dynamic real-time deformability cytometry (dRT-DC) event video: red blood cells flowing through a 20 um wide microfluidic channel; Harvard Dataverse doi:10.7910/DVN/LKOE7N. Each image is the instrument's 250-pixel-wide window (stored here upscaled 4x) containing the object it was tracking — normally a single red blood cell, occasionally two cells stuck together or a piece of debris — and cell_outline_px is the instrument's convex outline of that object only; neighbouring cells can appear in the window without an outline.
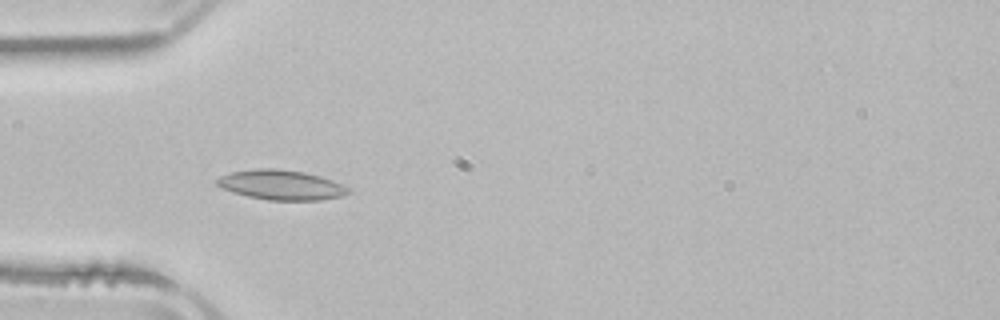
{"species": "common noctule bat (a hibernating species)", "species_latin": "Nyctalus noctula", "temperature_condition": "room temperature", "stored_images_in_passage": 3, "camera_frame_rate_fps": 3000, "um_per_image_px": 0.085, "animal": {"sex": "male", "body_mass_g": 21.5, "forearm_length_mm": 52.0}, "frame": {"image": 1, "passage_image": 3, "time_ms": 2.667, "image_size_px": [1000, 320], "cell_outline_px": [[352, 188], [348, 192], [340, 196], [320, 200], [268, 200], [248, 196], [232, 192], [220, 188], [216, 184], [216, 180], [220, 176], [232, 172], [256, 168], [276, 168], [304, 172], [320, 176], [332, 180]], "centroid_in_image_um": [23.88, 15.71], "position_along_channel_um": 61.1, "area_um2": 22.83}}